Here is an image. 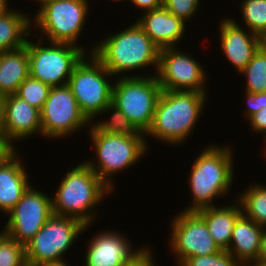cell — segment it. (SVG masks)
Listing matches in <instances>:
<instances>
[{"mask_svg":"<svg viewBox=\"0 0 266 266\" xmlns=\"http://www.w3.org/2000/svg\"><path fill=\"white\" fill-rule=\"evenodd\" d=\"M15 156L7 164L0 166V211L8 214L23 193L31 186L27 172Z\"/></svg>","mask_w":266,"mask_h":266,"instance_id":"cell-22","label":"cell"},{"mask_svg":"<svg viewBox=\"0 0 266 266\" xmlns=\"http://www.w3.org/2000/svg\"><path fill=\"white\" fill-rule=\"evenodd\" d=\"M171 243L181 265L186 259L207 256L221 249L210 236L204 219L196 211H182L172 222Z\"/></svg>","mask_w":266,"mask_h":266,"instance_id":"cell-13","label":"cell"},{"mask_svg":"<svg viewBox=\"0 0 266 266\" xmlns=\"http://www.w3.org/2000/svg\"><path fill=\"white\" fill-rule=\"evenodd\" d=\"M151 255L150 249L143 247L142 251L125 266H154L155 261L152 260Z\"/></svg>","mask_w":266,"mask_h":266,"instance_id":"cell-35","label":"cell"},{"mask_svg":"<svg viewBox=\"0 0 266 266\" xmlns=\"http://www.w3.org/2000/svg\"><path fill=\"white\" fill-rule=\"evenodd\" d=\"M156 75L162 90L206 92L201 64L175 47L160 49Z\"/></svg>","mask_w":266,"mask_h":266,"instance_id":"cell-14","label":"cell"},{"mask_svg":"<svg viewBox=\"0 0 266 266\" xmlns=\"http://www.w3.org/2000/svg\"><path fill=\"white\" fill-rule=\"evenodd\" d=\"M30 18L11 9L0 17V52L24 47L32 26Z\"/></svg>","mask_w":266,"mask_h":266,"instance_id":"cell-23","label":"cell"},{"mask_svg":"<svg viewBox=\"0 0 266 266\" xmlns=\"http://www.w3.org/2000/svg\"><path fill=\"white\" fill-rule=\"evenodd\" d=\"M92 239L87 248L86 266H125L143 249L132 250L130 241L118 232L98 233Z\"/></svg>","mask_w":266,"mask_h":266,"instance_id":"cell-15","label":"cell"},{"mask_svg":"<svg viewBox=\"0 0 266 266\" xmlns=\"http://www.w3.org/2000/svg\"><path fill=\"white\" fill-rule=\"evenodd\" d=\"M88 226L73 217L53 214L25 245L28 266L62 261V255Z\"/></svg>","mask_w":266,"mask_h":266,"instance_id":"cell-8","label":"cell"},{"mask_svg":"<svg viewBox=\"0 0 266 266\" xmlns=\"http://www.w3.org/2000/svg\"><path fill=\"white\" fill-rule=\"evenodd\" d=\"M8 214L3 232L25 246L53 215L51 198L29 186Z\"/></svg>","mask_w":266,"mask_h":266,"instance_id":"cell-12","label":"cell"},{"mask_svg":"<svg viewBox=\"0 0 266 266\" xmlns=\"http://www.w3.org/2000/svg\"><path fill=\"white\" fill-rule=\"evenodd\" d=\"M89 134L94 143L99 164L96 166L92 161H88L87 164L113 190L111 180L113 173L135 164L145 153L147 143L144 135L102 133L94 125L91 126Z\"/></svg>","mask_w":266,"mask_h":266,"instance_id":"cell-5","label":"cell"},{"mask_svg":"<svg viewBox=\"0 0 266 266\" xmlns=\"http://www.w3.org/2000/svg\"><path fill=\"white\" fill-rule=\"evenodd\" d=\"M219 25L220 47L229 62L241 72L260 48V37L251 31L245 32L233 19L225 18Z\"/></svg>","mask_w":266,"mask_h":266,"instance_id":"cell-16","label":"cell"},{"mask_svg":"<svg viewBox=\"0 0 266 266\" xmlns=\"http://www.w3.org/2000/svg\"><path fill=\"white\" fill-rule=\"evenodd\" d=\"M65 176L54 198L51 197L53 214L73 217L84 225H90L96 216L92 214V208L112 190L95 174L86 161L68 171Z\"/></svg>","mask_w":266,"mask_h":266,"instance_id":"cell-3","label":"cell"},{"mask_svg":"<svg viewBox=\"0 0 266 266\" xmlns=\"http://www.w3.org/2000/svg\"><path fill=\"white\" fill-rule=\"evenodd\" d=\"M95 46L91 53L112 75L148 65H155L157 74L160 48L137 22L120 33L104 38Z\"/></svg>","mask_w":266,"mask_h":266,"instance_id":"cell-2","label":"cell"},{"mask_svg":"<svg viewBox=\"0 0 266 266\" xmlns=\"http://www.w3.org/2000/svg\"><path fill=\"white\" fill-rule=\"evenodd\" d=\"M51 46L36 45L27 39L30 76L51 87L68 85L75 65L87 53L70 43L51 42Z\"/></svg>","mask_w":266,"mask_h":266,"instance_id":"cell-9","label":"cell"},{"mask_svg":"<svg viewBox=\"0 0 266 266\" xmlns=\"http://www.w3.org/2000/svg\"><path fill=\"white\" fill-rule=\"evenodd\" d=\"M88 0H54L40 7L32 22L50 42L77 44L85 23ZM35 22V23H34Z\"/></svg>","mask_w":266,"mask_h":266,"instance_id":"cell-10","label":"cell"},{"mask_svg":"<svg viewBox=\"0 0 266 266\" xmlns=\"http://www.w3.org/2000/svg\"><path fill=\"white\" fill-rule=\"evenodd\" d=\"M89 56V61L84 55L75 65L68 86L81 112L91 121L112 103L113 84L106 80L112 74L92 53Z\"/></svg>","mask_w":266,"mask_h":266,"instance_id":"cell-7","label":"cell"},{"mask_svg":"<svg viewBox=\"0 0 266 266\" xmlns=\"http://www.w3.org/2000/svg\"><path fill=\"white\" fill-rule=\"evenodd\" d=\"M238 201L246 217L266 227V186L255 183L239 195Z\"/></svg>","mask_w":266,"mask_h":266,"instance_id":"cell-24","label":"cell"},{"mask_svg":"<svg viewBox=\"0 0 266 266\" xmlns=\"http://www.w3.org/2000/svg\"><path fill=\"white\" fill-rule=\"evenodd\" d=\"M51 86L32 76H28L20 85L16 95L28 104L41 110L48 98Z\"/></svg>","mask_w":266,"mask_h":266,"instance_id":"cell-28","label":"cell"},{"mask_svg":"<svg viewBox=\"0 0 266 266\" xmlns=\"http://www.w3.org/2000/svg\"><path fill=\"white\" fill-rule=\"evenodd\" d=\"M162 88L153 76H120L113 83L112 103L142 133L150 128Z\"/></svg>","mask_w":266,"mask_h":266,"instance_id":"cell-6","label":"cell"},{"mask_svg":"<svg viewBox=\"0 0 266 266\" xmlns=\"http://www.w3.org/2000/svg\"><path fill=\"white\" fill-rule=\"evenodd\" d=\"M0 266H28L25 246L0 232Z\"/></svg>","mask_w":266,"mask_h":266,"instance_id":"cell-29","label":"cell"},{"mask_svg":"<svg viewBox=\"0 0 266 266\" xmlns=\"http://www.w3.org/2000/svg\"><path fill=\"white\" fill-rule=\"evenodd\" d=\"M241 205L206 207L196 211L205 221L210 236L221 250H228L237 218L243 213Z\"/></svg>","mask_w":266,"mask_h":266,"instance_id":"cell-20","label":"cell"},{"mask_svg":"<svg viewBox=\"0 0 266 266\" xmlns=\"http://www.w3.org/2000/svg\"><path fill=\"white\" fill-rule=\"evenodd\" d=\"M14 141L3 131L0 130V166L7 164L16 155Z\"/></svg>","mask_w":266,"mask_h":266,"instance_id":"cell-32","label":"cell"},{"mask_svg":"<svg viewBox=\"0 0 266 266\" xmlns=\"http://www.w3.org/2000/svg\"><path fill=\"white\" fill-rule=\"evenodd\" d=\"M131 2L146 11L163 7V0H131Z\"/></svg>","mask_w":266,"mask_h":266,"instance_id":"cell-36","label":"cell"},{"mask_svg":"<svg viewBox=\"0 0 266 266\" xmlns=\"http://www.w3.org/2000/svg\"><path fill=\"white\" fill-rule=\"evenodd\" d=\"M250 263H251V265H250ZM252 264H253V266H266V263L260 262V261H257V260L244 263V264H242V266H252Z\"/></svg>","mask_w":266,"mask_h":266,"instance_id":"cell-42","label":"cell"},{"mask_svg":"<svg viewBox=\"0 0 266 266\" xmlns=\"http://www.w3.org/2000/svg\"><path fill=\"white\" fill-rule=\"evenodd\" d=\"M50 1H54V0H38V2H40V4L39 5H44V4H46L47 2H50Z\"/></svg>","mask_w":266,"mask_h":266,"instance_id":"cell-43","label":"cell"},{"mask_svg":"<svg viewBox=\"0 0 266 266\" xmlns=\"http://www.w3.org/2000/svg\"><path fill=\"white\" fill-rule=\"evenodd\" d=\"M199 6V0H163V7L184 22L192 18Z\"/></svg>","mask_w":266,"mask_h":266,"instance_id":"cell-31","label":"cell"},{"mask_svg":"<svg viewBox=\"0 0 266 266\" xmlns=\"http://www.w3.org/2000/svg\"><path fill=\"white\" fill-rule=\"evenodd\" d=\"M113 111V114L108 121H101L93 124L100 132L102 133H114V134H123V135H145L140 132L135 125L122 113V111L116 107L113 103L109 104L103 111Z\"/></svg>","mask_w":266,"mask_h":266,"instance_id":"cell-26","label":"cell"},{"mask_svg":"<svg viewBox=\"0 0 266 266\" xmlns=\"http://www.w3.org/2000/svg\"><path fill=\"white\" fill-rule=\"evenodd\" d=\"M40 114L42 135L47 138L66 137L90 122L68 85L51 87Z\"/></svg>","mask_w":266,"mask_h":266,"instance_id":"cell-11","label":"cell"},{"mask_svg":"<svg viewBox=\"0 0 266 266\" xmlns=\"http://www.w3.org/2000/svg\"><path fill=\"white\" fill-rule=\"evenodd\" d=\"M247 78L246 91L266 92V53L259 48L252 60L240 72Z\"/></svg>","mask_w":266,"mask_h":266,"instance_id":"cell-25","label":"cell"},{"mask_svg":"<svg viewBox=\"0 0 266 266\" xmlns=\"http://www.w3.org/2000/svg\"><path fill=\"white\" fill-rule=\"evenodd\" d=\"M241 12L249 31L259 37L266 33V0H245Z\"/></svg>","mask_w":266,"mask_h":266,"instance_id":"cell-27","label":"cell"},{"mask_svg":"<svg viewBox=\"0 0 266 266\" xmlns=\"http://www.w3.org/2000/svg\"><path fill=\"white\" fill-rule=\"evenodd\" d=\"M30 75L27 47L0 52V93L16 94L19 85Z\"/></svg>","mask_w":266,"mask_h":266,"instance_id":"cell-21","label":"cell"},{"mask_svg":"<svg viewBox=\"0 0 266 266\" xmlns=\"http://www.w3.org/2000/svg\"><path fill=\"white\" fill-rule=\"evenodd\" d=\"M227 146L211 145L200 153L189 175L193 204L184 211L215 206L212 199L229 191L233 179V157Z\"/></svg>","mask_w":266,"mask_h":266,"instance_id":"cell-4","label":"cell"},{"mask_svg":"<svg viewBox=\"0 0 266 266\" xmlns=\"http://www.w3.org/2000/svg\"><path fill=\"white\" fill-rule=\"evenodd\" d=\"M205 93L162 90L152 124L145 135L175 145L183 142L201 116Z\"/></svg>","mask_w":266,"mask_h":266,"instance_id":"cell-1","label":"cell"},{"mask_svg":"<svg viewBox=\"0 0 266 266\" xmlns=\"http://www.w3.org/2000/svg\"><path fill=\"white\" fill-rule=\"evenodd\" d=\"M5 97L0 93V130H3L4 123V110H5Z\"/></svg>","mask_w":266,"mask_h":266,"instance_id":"cell-38","label":"cell"},{"mask_svg":"<svg viewBox=\"0 0 266 266\" xmlns=\"http://www.w3.org/2000/svg\"><path fill=\"white\" fill-rule=\"evenodd\" d=\"M263 227L243 213L237 218L228 252L242 265L257 260Z\"/></svg>","mask_w":266,"mask_h":266,"instance_id":"cell-19","label":"cell"},{"mask_svg":"<svg viewBox=\"0 0 266 266\" xmlns=\"http://www.w3.org/2000/svg\"><path fill=\"white\" fill-rule=\"evenodd\" d=\"M257 261L266 263V228L265 227H263Z\"/></svg>","mask_w":266,"mask_h":266,"instance_id":"cell-37","label":"cell"},{"mask_svg":"<svg viewBox=\"0 0 266 266\" xmlns=\"http://www.w3.org/2000/svg\"><path fill=\"white\" fill-rule=\"evenodd\" d=\"M248 120L250 121L252 129L265 133L266 138V107H263L258 112L251 115Z\"/></svg>","mask_w":266,"mask_h":266,"instance_id":"cell-34","label":"cell"},{"mask_svg":"<svg viewBox=\"0 0 266 266\" xmlns=\"http://www.w3.org/2000/svg\"><path fill=\"white\" fill-rule=\"evenodd\" d=\"M260 48L266 53V33L260 37Z\"/></svg>","mask_w":266,"mask_h":266,"instance_id":"cell-40","label":"cell"},{"mask_svg":"<svg viewBox=\"0 0 266 266\" xmlns=\"http://www.w3.org/2000/svg\"><path fill=\"white\" fill-rule=\"evenodd\" d=\"M41 266H68V265L65 263L64 260H62V261L47 263Z\"/></svg>","mask_w":266,"mask_h":266,"instance_id":"cell-41","label":"cell"},{"mask_svg":"<svg viewBox=\"0 0 266 266\" xmlns=\"http://www.w3.org/2000/svg\"><path fill=\"white\" fill-rule=\"evenodd\" d=\"M246 97L247 98V109H246V116L249 118L254 113L258 112L263 107H266V92H260V93H253L246 91Z\"/></svg>","mask_w":266,"mask_h":266,"instance_id":"cell-33","label":"cell"},{"mask_svg":"<svg viewBox=\"0 0 266 266\" xmlns=\"http://www.w3.org/2000/svg\"><path fill=\"white\" fill-rule=\"evenodd\" d=\"M3 131L14 142L37 132L42 134L40 110L16 94L6 96Z\"/></svg>","mask_w":266,"mask_h":266,"instance_id":"cell-17","label":"cell"},{"mask_svg":"<svg viewBox=\"0 0 266 266\" xmlns=\"http://www.w3.org/2000/svg\"><path fill=\"white\" fill-rule=\"evenodd\" d=\"M180 266H242L228 251L186 259Z\"/></svg>","mask_w":266,"mask_h":266,"instance_id":"cell-30","label":"cell"},{"mask_svg":"<svg viewBox=\"0 0 266 266\" xmlns=\"http://www.w3.org/2000/svg\"><path fill=\"white\" fill-rule=\"evenodd\" d=\"M137 24L160 49L174 47L182 38L186 27L182 19L164 7L145 11Z\"/></svg>","mask_w":266,"mask_h":266,"instance_id":"cell-18","label":"cell"},{"mask_svg":"<svg viewBox=\"0 0 266 266\" xmlns=\"http://www.w3.org/2000/svg\"><path fill=\"white\" fill-rule=\"evenodd\" d=\"M7 0H0V17L3 16L6 12H8Z\"/></svg>","mask_w":266,"mask_h":266,"instance_id":"cell-39","label":"cell"}]
</instances>
